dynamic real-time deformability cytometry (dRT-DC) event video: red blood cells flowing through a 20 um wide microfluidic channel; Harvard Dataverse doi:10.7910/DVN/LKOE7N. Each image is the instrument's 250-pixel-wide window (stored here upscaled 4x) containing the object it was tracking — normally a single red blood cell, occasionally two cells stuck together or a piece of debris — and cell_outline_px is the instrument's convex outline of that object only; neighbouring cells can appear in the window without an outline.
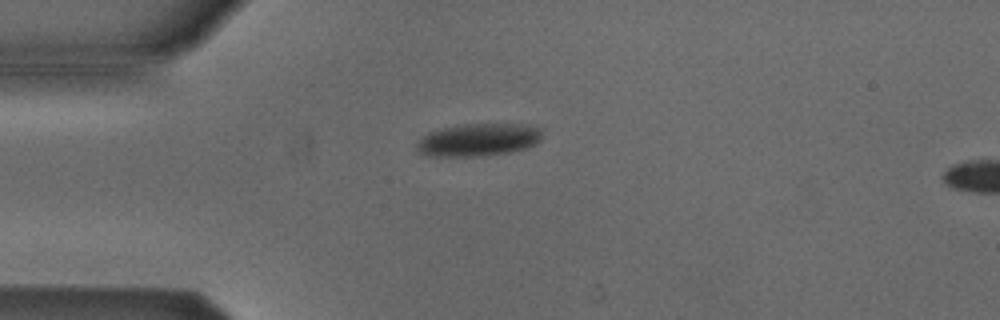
{"species": "Egyptian fruit bat (a non-hibernating species)", "species_latin": "Rousettus aegyptiacus", "temperature_condition": "cold", "stored_images_in_passage": 5, "camera_frame_rate_fps": 3000, "um_per_image_px": 0.085, "animal": {"sex": "male"}, "frame": {"image": 1, "passage_image": 5, "time_ms": 5.667, "image_size_px": [1000, 320], "cell_outline_px": [[540, 140], [536, 144], [524, 148], [508, 152], [480, 156], [432, 156], [420, 152], [416, 148], [416, 144], [428, 132], [440, 128], [464, 124], [528, 124], [540, 128]], "centroid_in_image_um": [40.66, 11.87], "position_along_channel_um": 44.3, "area_um2": 23.7}}